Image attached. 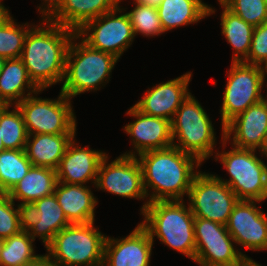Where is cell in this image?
I'll return each mask as SVG.
<instances>
[{"label":"cell","mask_w":267,"mask_h":266,"mask_svg":"<svg viewBox=\"0 0 267 266\" xmlns=\"http://www.w3.org/2000/svg\"><path fill=\"white\" fill-rule=\"evenodd\" d=\"M143 173V184L147 197L140 208L141 214L149 202L183 200L190 190L201 162L175 146L150 150L138 155ZM150 189L153 191L151 192ZM151 192V193H149Z\"/></svg>","instance_id":"cell-1"},{"label":"cell","mask_w":267,"mask_h":266,"mask_svg":"<svg viewBox=\"0 0 267 266\" xmlns=\"http://www.w3.org/2000/svg\"><path fill=\"white\" fill-rule=\"evenodd\" d=\"M75 36L76 31L49 20L28 31L20 59L39 89L63 82L67 52Z\"/></svg>","instance_id":"cell-2"},{"label":"cell","mask_w":267,"mask_h":266,"mask_svg":"<svg viewBox=\"0 0 267 266\" xmlns=\"http://www.w3.org/2000/svg\"><path fill=\"white\" fill-rule=\"evenodd\" d=\"M184 200L149 202L142 213L140 224L148 231L151 240L157 237L164 245L195 259L196 241L194 219Z\"/></svg>","instance_id":"cell-3"},{"label":"cell","mask_w":267,"mask_h":266,"mask_svg":"<svg viewBox=\"0 0 267 266\" xmlns=\"http://www.w3.org/2000/svg\"><path fill=\"white\" fill-rule=\"evenodd\" d=\"M77 39L80 40L76 35L70 43L61 87V92L69 99L105 86L119 60L112 54L89 47L82 40L75 42Z\"/></svg>","instance_id":"cell-4"},{"label":"cell","mask_w":267,"mask_h":266,"mask_svg":"<svg viewBox=\"0 0 267 266\" xmlns=\"http://www.w3.org/2000/svg\"><path fill=\"white\" fill-rule=\"evenodd\" d=\"M106 237L94 222L73 223L54 236L47 255L56 266H103Z\"/></svg>","instance_id":"cell-5"},{"label":"cell","mask_w":267,"mask_h":266,"mask_svg":"<svg viewBox=\"0 0 267 266\" xmlns=\"http://www.w3.org/2000/svg\"><path fill=\"white\" fill-rule=\"evenodd\" d=\"M171 134L173 146L196 157L201 163L215 153L213 150L217 142L212 121L191 93L171 120Z\"/></svg>","instance_id":"cell-6"},{"label":"cell","mask_w":267,"mask_h":266,"mask_svg":"<svg viewBox=\"0 0 267 266\" xmlns=\"http://www.w3.org/2000/svg\"><path fill=\"white\" fill-rule=\"evenodd\" d=\"M232 150L216 153L215 160L221 161L230 178L219 180L227 184L239 200L263 202L267 197V165L258 158L257 150L232 146Z\"/></svg>","instance_id":"cell-7"},{"label":"cell","mask_w":267,"mask_h":266,"mask_svg":"<svg viewBox=\"0 0 267 266\" xmlns=\"http://www.w3.org/2000/svg\"><path fill=\"white\" fill-rule=\"evenodd\" d=\"M41 91L16 105L23 115L27 134H75L76 116L71 99L62 92L57 99H42L37 97Z\"/></svg>","instance_id":"cell-8"},{"label":"cell","mask_w":267,"mask_h":266,"mask_svg":"<svg viewBox=\"0 0 267 266\" xmlns=\"http://www.w3.org/2000/svg\"><path fill=\"white\" fill-rule=\"evenodd\" d=\"M230 67L220 110L222 133L229 121L264 99L261 91L266 72L262 66L232 61Z\"/></svg>","instance_id":"cell-9"},{"label":"cell","mask_w":267,"mask_h":266,"mask_svg":"<svg viewBox=\"0 0 267 266\" xmlns=\"http://www.w3.org/2000/svg\"><path fill=\"white\" fill-rule=\"evenodd\" d=\"M189 208L194 217L226 225L239 201L236 194L219 178L199 171L188 192Z\"/></svg>","instance_id":"cell-10"},{"label":"cell","mask_w":267,"mask_h":266,"mask_svg":"<svg viewBox=\"0 0 267 266\" xmlns=\"http://www.w3.org/2000/svg\"><path fill=\"white\" fill-rule=\"evenodd\" d=\"M123 10L126 11L118 6L113 11L88 21L76 31V35L89 47L120 59L135 38L130 18Z\"/></svg>","instance_id":"cell-11"},{"label":"cell","mask_w":267,"mask_h":266,"mask_svg":"<svg viewBox=\"0 0 267 266\" xmlns=\"http://www.w3.org/2000/svg\"><path fill=\"white\" fill-rule=\"evenodd\" d=\"M194 233L196 253L194 262L200 266H239L246 254L227 231L226 225L195 217ZM237 249V250H236Z\"/></svg>","instance_id":"cell-12"},{"label":"cell","mask_w":267,"mask_h":266,"mask_svg":"<svg viewBox=\"0 0 267 266\" xmlns=\"http://www.w3.org/2000/svg\"><path fill=\"white\" fill-rule=\"evenodd\" d=\"M107 161L108 155L100 162L95 184L97 189L125 198L147 199L137 157L120 155L109 164Z\"/></svg>","instance_id":"cell-13"},{"label":"cell","mask_w":267,"mask_h":266,"mask_svg":"<svg viewBox=\"0 0 267 266\" xmlns=\"http://www.w3.org/2000/svg\"><path fill=\"white\" fill-rule=\"evenodd\" d=\"M258 202L239 200L226 224L235 243L246 250H267V215L256 206Z\"/></svg>","instance_id":"cell-14"},{"label":"cell","mask_w":267,"mask_h":266,"mask_svg":"<svg viewBox=\"0 0 267 266\" xmlns=\"http://www.w3.org/2000/svg\"><path fill=\"white\" fill-rule=\"evenodd\" d=\"M136 118L135 121L124 126V131L132 139L134 150L121 155L135 156L150 150L164 149L173 145L171 121L161 117H154L141 113L134 106L126 112Z\"/></svg>","instance_id":"cell-15"},{"label":"cell","mask_w":267,"mask_h":266,"mask_svg":"<svg viewBox=\"0 0 267 266\" xmlns=\"http://www.w3.org/2000/svg\"><path fill=\"white\" fill-rule=\"evenodd\" d=\"M267 133V99L251 105L224 126L221 135L223 147L233 140L232 146L242 149H260ZM232 135V137H231Z\"/></svg>","instance_id":"cell-16"},{"label":"cell","mask_w":267,"mask_h":266,"mask_svg":"<svg viewBox=\"0 0 267 266\" xmlns=\"http://www.w3.org/2000/svg\"><path fill=\"white\" fill-rule=\"evenodd\" d=\"M192 72L149 88L133 106L141 113L172 120L182 102L191 93L188 90Z\"/></svg>","instance_id":"cell-17"},{"label":"cell","mask_w":267,"mask_h":266,"mask_svg":"<svg viewBox=\"0 0 267 266\" xmlns=\"http://www.w3.org/2000/svg\"><path fill=\"white\" fill-rule=\"evenodd\" d=\"M153 241L141 225L126 237H106L103 266H149Z\"/></svg>","instance_id":"cell-18"},{"label":"cell","mask_w":267,"mask_h":266,"mask_svg":"<svg viewBox=\"0 0 267 266\" xmlns=\"http://www.w3.org/2000/svg\"><path fill=\"white\" fill-rule=\"evenodd\" d=\"M70 224L55 194L35 200L25 210V229L34 241L39 237L45 248L60 230Z\"/></svg>","instance_id":"cell-19"},{"label":"cell","mask_w":267,"mask_h":266,"mask_svg":"<svg viewBox=\"0 0 267 266\" xmlns=\"http://www.w3.org/2000/svg\"><path fill=\"white\" fill-rule=\"evenodd\" d=\"M75 142L73 139L60 160L56 169L57 181L76 185H86L92 181L95 185L100 162L107 154L89 146H78Z\"/></svg>","instance_id":"cell-20"},{"label":"cell","mask_w":267,"mask_h":266,"mask_svg":"<svg viewBox=\"0 0 267 266\" xmlns=\"http://www.w3.org/2000/svg\"><path fill=\"white\" fill-rule=\"evenodd\" d=\"M54 194L71 224L95 222L98 201L87 185L57 182Z\"/></svg>","instance_id":"cell-21"},{"label":"cell","mask_w":267,"mask_h":266,"mask_svg":"<svg viewBox=\"0 0 267 266\" xmlns=\"http://www.w3.org/2000/svg\"><path fill=\"white\" fill-rule=\"evenodd\" d=\"M120 2L121 0H64L48 20L78 31L88 21L113 11Z\"/></svg>","instance_id":"cell-22"},{"label":"cell","mask_w":267,"mask_h":266,"mask_svg":"<svg viewBox=\"0 0 267 266\" xmlns=\"http://www.w3.org/2000/svg\"><path fill=\"white\" fill-rule=\"evenodd\" d=\"M76 134H31L25 151L32 166L57 169ZM33 138V139H32Z\"/></svg>","instance_id":"cell-23"},{"label":"cell","mask_w":267,"mask_h":266,"mask_svg":"<svg viewBox=\"0 0 267 266\" xmlns=\"http://www.w3.org/2000/svg\"><path fill=\"white\" fill-rule=\"evenodd\" d=\"M57 182L56 170L47 167L31 166L27 174L7 195L13 201H21L19 205L26 209L35 200L54 194Z\"/></svg>","instance_id":"cell-24"},{"label":"cell","mask_w":267,"mask_h":266,"mask_svg":"<svg viewBox=\"0 0 267 266\" xmlns=\"http://www.w3.org/2000/svg\"><path fill=\"white\" fill-rule=\"evenodd\" d=\"M157 11L164 32L195 24L216 12L202 0H163Z\"/></svg>","instance_id":"cell-25"},{"label":"cell","mask_w":267,"mask_h":266,"mask_svg":"<svg viewBox=\"0 0 267 266\" xmlns=\"http://www.w3.org/2000/svg\"><path fill=\"white\" fill-rule=\"evenodd\" d=\"M40 89L30 79L20 58L6 59L0 74V101L13 106ZM27 91V94H25ZM29 91V92H28Z\"/></svg>","instance_id":"cell-26"},{"label":"cell","mask_w":267,"mask_h":266,"mask_svg":"<svg viewBox=\"0 0 267 266\" xmlns=\"http://www.w3.org/2000/svg\"><path fill=\"white\" fill-rule=\"evenodd\" d=\"M220 5L224 8L220 16L221 33L234 49L232 61L242 62L248 56L255 27L230 11L224 4Z\"/></svg>","instance_id":"cell-27"},{"label":"cell","mask_w":267,"mask_h":266,"mask_svg":"<svg viewBox=\"0 0 267 266\" xmlns=\"http://www.w3.org/2000/svg\"><path fill=\"white\" fill-rule=\"evenodd\" d=\"M25 149L0 152V194H7L31 168Z\"/></svg>","instance_id":"cell-28"},{"label":"cell","mask_w":267,"mask_h":266,"mask_svg":"<svg viewBox=\"0 0 267 266\" xmlns=\"http://www.w3.org/2000/svg\"><path fill=\"white\" fill-rule=\"evenodd\" d=\"M10 107L6 105L0 112V139L5 149H25L28 134L23 115L16 105L12 111Z\"/></svg>","instance_id":"cell-29"},{"label":"cell","mask_w":267,"mask_h":266,"mask_svg":"<svg viewBox=\"0 0 267 266\" xmlns=\"http://www.w3.org/2000/svg\"><path fill=\"white\" fill-rule=\"evenodd\" d=\"M33 242L34 240L25 228L18 234L4 239L0 266H22L33 261L39 256L35 254Z\"/></svg>","instance_id":"cell-30"},{"label":"cell","mask_w":267,"mask_h":266,"mask_svg":"<svg viewBox=\"0 0 267 266\" xmlns=\"http://www.w3.org/2000/svg\"><path fill=\"white\" fill-rule=\"evenodd\" d=\"M33 25L17 24L12 16L5 21L0 26V56L6 59L20 58L25 37Z\"/></svg>","instance_id":"cell-31"},{"label":"cell","mask_w":267,"mask_h":266,"mask_svg":"<svg viewBox=\"0 0 267 266\" xmlns=\"http://www.w3.org/2000/svg\"><path fill=\"white\" fill-rule=\"evenodd\" d=\"M132 11L127 12L134 36L141 34L146 37L159 36L163 31L157 8L135 3Z\"/></svg>","instance_id":"cell-32"},{"label":"cell","mask_w":267,"mask_h":266,"mask_svg":"<svg viewBox=\"0 0 267 266\" xmlns=\"http://www.w3.org/2000/svg\"><path fill=\"white\" fill-rule=\"evenodd\" d=\"M7 195L0 194V238L7 239L23 230L25 224V208Z\"/></svg>","instance_id":"cell-33"},{"label":"cell","mask_w":267,"mask_h":266,"mask_svg":"<svg viewBox=\"0 0 267 266\" xmlns=\"http://www.w3.org/2000/svg\"><path fill=\"white\" fill-rule=\"evenodd\" d=\"M223 4L254 27L267 21V0H226Z\"/></svg>","instance_id":"cell-34"},{"label":"cell","mask_w":267,"mask_h":266,"mask_svg":"<svg viewBox=\"0 0 267 266\" xmlns=\"http://www.w3.org/2000/svg\"><path fill=\"white\" fill-rule=\"evenodd\" d=\"M242 62L262 67L267 64V21L254 28L248 56Z\"/></svg>","instance_id":"cell-35"},{"label":"cell","mask_w":267,"mask_h":266,"mask_svg":"<svg viewBox=\"0 0 267 266\" xmlns=\"http://www.w3.org/2000/svg\"><path fill=\"white\" fill-rule=\"evenodd\" d=\"M42 6H39V11L42 14V21L48 20L61 6L64 0H43ZM42 7V8H41Z\"/></svg>","instance_id":"cell-36"},{"label":"cell","mask_w":267,"mask_h":266,"mask_svg":"<svg viewBox=\"0 0 267 266\" xmlns=\"http://www.w3.org/2000/svg\"><path fill=\"white\" fill-rule=\"evenodd\" d=\"M22 266H56V265L52 262V260L46 253L45 255H39L33 261L27 262Z\"/></svg>","instance_id":"cell-37"},{"label":"cell","mask_w":267,"mask_h":266,"mask_svg":"<svg viewBox=\"0 0 267 266\" xmlns=\"http://www.w3.org/2000/svg\"><path fill=\"white\" fill-rule=\"evenodd\" d=\"M1 2L2 0H0V26L11 17L10 10H8Z\"/></svg>","instance_id":"cell-38"},{"label":"cell","mask_w":267,"mask_h":266,"mask_svg":"<svg viewBox=\"0 0 267 266\" xmlns=\"http://www.w3.org/2000/svg\"><path fill=\"white\" fill-rule=\"evenodd\" d=\"M163 0H134L133 3H137L144 6L157 8Z\"/></svg>","instance_id":"cell-39"},{"label":"cell","mask_w":267,"mask_h":266,"mask_svg":"<svg viewBox=\"0 0 267 266\" xmlns=\"http://www.w3.org/2000/svg\"><path fill=\"white\" fill-rule=\"evenodd\" d=\"M259 152L262 154V156H266V158H267V133L264 136V139H263L262 145L259 149Z\"/></svg>","instance_id":"cell-40"},{"label":"cell","mask_w":267,"mask_h":266,"mask_svg":"<svg viewBox=\"0 0 267 266\" xmlns=\"http://www.w3.org/2000/svg\"><path fill=\"white\" fill-rule=\"evenodd\" d=\"M6 58L0 56V74L3 70L4 64H5Z\"/></svg>","instance_id":"cell-41"},{"label":"cell","mask_w":267,"mask_h":266,"mask_svg":"<svg viewBox=\"0 0 267 266\" xmlns=\"http://www.w3.org/2000/svg\"><path fill=\"white\" fill-rule=\"evenodd\" d=\"M3 246H4V239L0 238V260H1V252H2Z\"/></svg>","instance_id":"cell-42"},{"label":"cell","mask_w":267,"mask_h":266,"mask_svg":"<svg viewBox=\"0 0 267 266\" xmlns=\"http://www.w3.org/2000/svg\"><path fill=\"white\" fill-rule=\"evenodd\" d=\"M6 150L4 145H3V142H2V139H0V152Z\"/></svg>","instance_id":"cell-43"},{"label":"cell","mask_w":267,"mask_h":266,"mask_svg":"<svg viewBox=\"0 0 267 266\" xmlns=\"http://www.w3.org/2000/svg\"><path fill=\"white\" fill-rule=\"evenodd\" d=\"M6 105L0 101V112L3 110V108L5 107Z\"/></svg>","instance_id":"cell-44"},{"label":"cell","mask_w":267,"mask_h":266,"mask_svg":"<svg viewBox=\"0 0 267 266\" xmlns=\"http://www.w3.org/2000/svg\"><path fill=\"white\" fill-rule=\"evenodd\" d=\"M226 0H218L219 4H223Z\"/></svg>","instance_id":"cell-45"},{"label":"cell","mask_w":267,"mask_h":266,"mask_svg":"<svg viewBox=\"0 0 267 266\" xmlns=\"http://www.w3.org/2000/svg\"><path fill=\"white\" fill-rule=\"evenodd\" d=\"M263 68H264V70H265V72L267 74V64L265 66H263Z\"/></svg>","instance_id":"cell-46"}]
</instances>
